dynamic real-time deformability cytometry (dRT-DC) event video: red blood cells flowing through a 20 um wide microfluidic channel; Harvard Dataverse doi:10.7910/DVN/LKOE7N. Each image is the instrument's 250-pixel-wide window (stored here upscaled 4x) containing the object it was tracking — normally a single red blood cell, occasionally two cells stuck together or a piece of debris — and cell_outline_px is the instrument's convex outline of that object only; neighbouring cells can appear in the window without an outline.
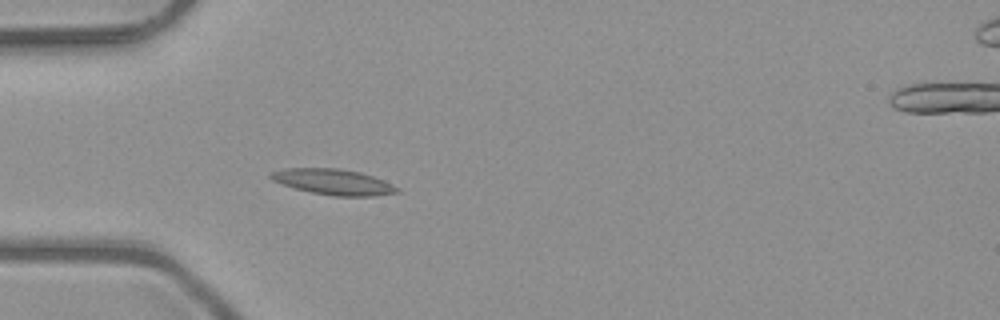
{"species": "common noctule bat (a hibernating species)", "species_latin": "Nyctalus noctula", "temperature_condition": "room temperature", "stored_images_in_passage": 4, "camera_frame_rate_fps": 3000, "um_per_image_px": 0.085, "animal": {"sex": "male", "body_mass_g": 23.1, "forearm_length_mm": 52.7}, "frame": {"image": 1, "passage_image": 4, "time_ms": 1.0, "image_size_px": [1000, 320], "cell_outline_px": [[400, 192], [376, 196], [332, 196], [312, 192], [296, 188], [272, 180], [268, 176], [268, 172], [284, 168], [340, 168], [360, 172], [384, 180], [400, 188]], "centroid_in_image_um": [28.35, 15.45], "position_along_channel_um": 56.7, "area_um2": 19.02}}